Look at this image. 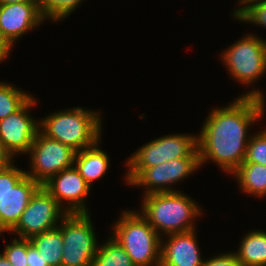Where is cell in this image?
<instances>
[{
    "label": "cell",
    "instance_id": "6da1fadb",
    "mask_svg": "<svg viewBox=\"0 0 266 266\" xmlns=\"http://www.w3.org/2000/svg\"><path fill=\"white\" fill-rule=\"evenodd\" d=\"M264 101L263 93L254 89L229 106L212 110L197 137L200 164L209 159L233 173L245 160L247 130L261 118Z\"/></svg>",
    "mask_w": 266,
    "mask_h": 266
},
{
    "label": "cell",
    "instance_id": "7a4b0ae2",
    "mask_svg": "<svg viewBox=\"0 0 266 266\" xmlns=\"http://www.w3.org/2000/svg\"><path fill=\"white\" fill-rule=\"evenodd\" d=\"M143 200L140 214L158 235L161 232L169 235L195 229L192 220L199 216L201 211L187 195L178 191L151 193L145 195Z\"/></svg>",
    "mask_w": 266,
    "mask_h": 266
},
{
    "label": "cell",
    "instance_id": "3957f363",
    "mask_svg": "<svg viewBox=\"0 0 266 266\" xmlns=\"http://www.w3.org/2000/svg\"><path fill=\"white\" fill-rule=\"evenodd\" d=\"M98 114L81 107L55 112L40 121L39 128L47 137L79 152L99 142L102 128Z\"/></svg>",
    "mask_w": 266,
    "mask_h": 266
},
{
    "label": "cell",
    "instance_id": "277c9868",
    "mask_svg": "<svg viewBox=\"0 0 266 266\" xmlns=\"http://www.w3.org/2000/svg\"><path fill=\"white\" fill-rule=\"evenodd\" d=\"M115 224L112 237L123 246L135 266H160L162 235L139 212L124 211Z\"/></svg>",
    "mask_w": 266,
    "mask_h": 266
},
{
    "label": "cell",
    "instance_id": "5b68a950",
    "mask_svg": "<svg viewBox=\"0 0 266 266\" xmlns=\"http://www.w3.org/2000/svg\"><path fill=\"white\" fill-rule=\"evenodd\" d=\"M60 223L57 228L64 244L61 266H92L98 245L89 213H68Z\"/></svg>",
    "mask_w": 266,
    "mask_h": 266
},
{
    "label": "cell",
    "instance_id": "8992f818",
    "mask_svg": "<svg viewBox=\"0 0 266 266\" xmlns=\"http://www.w3.org/2000/svg\"><path fill=\"white\" fill-rule=\"evenodd\" d=\"M197 136L175 134L162 136L137 150L127 161L126 182H129L141 169L157 166L177 158L190 156L196 149Z\"/></svg>",
    "mask_w": 266,
    "mask_h": 266
},
{
    "label": "cell",
    "instance_id": "52a82bcc",
    "mask_svg": "<svg viewBox=\"0 0 266 266\" xmlns=\"http://www.w3.org/2000/svg\"><path fill=\"white\" fill-rule=\"evenodd\" d=\"M242 38L221 55L230 75L240 83L248 85L266 71V41L255 35Z\"/></svg>",
    "mask_w": 266,
    "mask_h": 266
},
{
    "label": "cell",
    "instance_id": "ba28073f",
    "mask_svg": "<svg viewBox=\"0 0 266 266\" xmlns=\"http://www.w3.org/2000/svg\"><path fill=\"white\" fill-rule=\"evenodd\" d=\"M31 155V171L26 175L38 182L41 186L55 174L72 167L76 151L62 144L58 140L37 131L29 152Z\"/></svg>",
    "mask_w": 266,
    "mask_h": 266
},
{
    "label": "cell",
    "instance_id": "9c48e42d",
    "mask_svg": "<svg viewBox=\"0 0 266 266\" xmlns=\"http://www.w3.org/2000/svg\"><path fill=\"white\" fill-rule=\"evenodd\" d=\"M61 209L62 206L41 186L31 197L29 205L10 233L15 232L20 238L30 239L34 235L53 230L58 227L57 221L68 214Z\"/></svg>",
    "mask_w": 266,
    "mask_h": 266
},
{
    "label": "cell",
    "instance_id": "30bf717a",
    "mask_svg": "<svg viewBox=\"0 0 266 266\" xmlns=\"http://www.w3.org/2000/svg\"><path fill=\"white\" fill-rule=\"evenodd\" d=\"M198 148L188 157L177 158L163 162L157 166L141 169L129 182L133 186H146L147 192L151 193L176 192L168 188L175 182L181 181L191 175L200 167Z\"/></svg>",
    "mask_w": 266,
    "mask_h": 266
},
{
    "label": "cell",
    "instance_id": "8fae6325",
    "mask_svg": "<svg viewBox=\"0 0 266 266\" xmlns=\"http://www.w3.org/2000/svg\"><path fill=\"white\" fill-rule=\"evenodd\" d=\"M35 103L30 97L17 111L0 120V142L12 158L16 153L29 152L40 129L38 121L27 113Z\"/></svg>",
    "mask_w": 266,
    "mask_h": 266
},
{
    "label": "cell",
    "instance_id": "7c38bea8",
    "mask_svg": "<svg viewBox=\"0 0 266 266\" xmlns=\"http://www.w3.org/2000/svg\"><path fill=\"white\" fill-rule=\"evenodd\" d=\"M42 186L60 205H62V200L69 201L67 208L63 209L68 213H88L84 200L89 194L90 185L75 166L55 174Z\"/></svg>",
    "mask_w": 266,
    "mask_h": 266
},
{
    "label": "cell",
    "instance_id": "4fadbf2b",
    "mask_svg": "<svg viewBox=\"0 0 266 266\" xmlns=\"http://www.w3.org/2000/svg\"><path fill=\"white\" fill-rule=\"evenodd\" d=\"M43 20L38 3L0 5V36L12 46L17 38Z\"/></svg>",
    "mask_w": 266,
    "mask_h": 266
},
{
    "label": "cell",
    "instance_id": "5bb4252c",
    "mask_svg": "<svg viewBox=\"0 0 266 266\" xmlns=\"http://www.w3.org/2000/svg\"><path fill=\"white\" fill-rule=\"evenodd\" d=\"M194 234L195 230L169 234L167 244L161 243L160 266H202L204 261Z\"/></svg>",
    "mask_w": 266,
    "mask_h": 266
},
{
    "label": "cell",
    "instance_id": "9a60e30c",
    "mask_svg": "<svg viewBox=\"0 0 266 266\" xmlns=\"http://www.w3.org/2000/svg\"><path fill=\"white\" fill-rule=\"evenodd\" d=\"M40 187L38 182L25 175L11 188L0 204V233L10 232L16 226L31 197Z\"/></svg>",
    "mask_w": 266,
    "mask_h": 266
},
{
    "label": "cell",
    "instance_id": "2e32d148",
    "mask_svg": "<svg viewBox=\"0 0 266 266\" xmlns=\"http://www.w3.org/2000/svg\"><path fill=\"white\" fill-rule=\"evenodd\" d=\"M95 145L76 152L74 165L83 179L90 185L104 175L109 168V157ZM76 162V163H75Z\"/></svg>",
    "mask_w": 266,
    "mask_h": 266
},
{
    "label": "cell",
    "instance_id": "e0dca14e",
    "mask_svg": "<svg viewBox=\"0 0 266 266\" xmlns=\"http://www.w3.org/2000/svg\"><path fill=\"white\" fill-rule=\"evenodd\" d=\"M234 254L242 266H266V232H249Z\"/></svg>",
    "mask_w": 266,
    "mask_h": 266
},
{
    "label": "cell",
    "instance_id": "ac0fdd59",
    "mask_svg": "<svg viewBox=\"0 0 266 266\" xmlns=\"http://www.w3.org/2000/svg\"><path fill=\"white\" fill-rule=\"evenodd\" d=\"M29 240L49 266H61L64 244L58 228L34 235Z\"/></svg>",
    "mask_w": 266,
    "mask_h": 266
},
{
    "label": "cell",
    "instance_id": "d6986e66",
    "mask_svg": "<svg viewBox=\"0 0 266 266\" xmlns=\"http://www.w3.org/2000/svg\"><path fill=\"white\" fill-rule=\"evenodd\" d=\"M233 175L238 179L242 190L256 196L266 194V165L242 163Z\"/></svg>",
    "mask_w": 266,
    "mask_h": 266
},
{
    "label": "cell",
    "instance_id": "ffe728a7",
    "mask_svg": "<svg viewBox=\"0 0 266 266\" xmlns=\"http://www.w3.org/2000/svg\"><path fill=\"white\" fill-rule=\"evenodd\" d=\"M99 247L92 266H135L123 246L113 237Z\"/></svg>",
    "mask_w": 266,
    "mask_h": 266
},
{
    "label": "cell",
    "instance_id": "44dd1931",
    "mask_svg": "<svg viewBox=\"0 0 266 266\" xmlns=\"http://www.w3.org/2000/svg\"><path fill=\"white\" fill-rule=\"evenodd\" d=\"M30 97L11 84L0 82V120L17 111Z\"/></svg>",
    "mask_w": 266,
    "mask_h": 266
},
{
    "label": "cell",
    "instance_id": "7402d4cb",
    "mask_svg": "<svg viewBox=\"0 0 266 266\" xmlns=\"http://www.w3.org/2000/svg\"><path fill=\"white\" fill-rule=\"evenodd\" d=\"M239 3L246 6L239 7L233 13L237 20L266 27V0H240Z\"/></svg>",
    "mask_w": 266,
    "mask_h": 266
},
{
    "label": "cell",
    "instance_id": "603a6c76",
    "mask_svg": "<svg viewBox=\"0 0 266 266\" xmlns=\"http://www.w3.org/2000/svg\"><path fill=\"white\" fill-rule=\"evenodd\" d=\"M82 0H38L40 12L44 18L59 21L70 15Z\"/></svg>",
    "mask_w": 266,
    "mask_h": 266
},
{
    "label": "cell",
    "instance_id": "cb8c5ba5",
    "mask_svg": "<svg viewBox=\"0 0 266 266\" xmlns=\"http://www.w3.org/2000/svg\"><path fill=\"white\" fill-rule=\"evenodd\" d=\"M243 163L266 165V130L250 136Z\"/></svg>",
    "mask_w": 266,
    "mask_h": 266
},
{
    "label": "cell",
    "instance_id": "d4e9b609",
    "mask_svg": "<svg viewBox=\"0 0 266 266\" xmlns=\"http://www.w3.org/2000/svg\"><path fill=\"white\" fill-rule=\"evenodd\" d=\"M25 175L26 171L14 167L11 163L7 167L0 169V204L11 188L14 187Z\"/></svg>",
    "mask_w": 266,
    "mask_h": 266
},
{
    "label": "cell",
    "instance_id": "484cf974",
    "mask_svg": "<svg viewBox=\"0 0 266 266\" xmlns=\"http://www.w3.org/2000/svg\"><path fill=\"white\" fill-rule=\"evenodd\" d=\"M12 266H28L27 258V239H14L9 245H6L3 252Z\"/></svg>",
    "mask_w": 266,
    "mask_h": 266
},
{
    "label": "cell",
    "instance_id": "4316f807",
    "mask_svg": "<svg viewBox=\"0 0 266 266\" xmlns=\"http://www.w3.org/2000/svg\"><path fill=\"white\" fill-rule=\"evenodd\" d=\"M202 266H242V265L240 264L236 255L232 252L215 256L210 260H205Z\"/></svg>",
    "mask_w": 266,
    "mask_h": 266
},
{
    "label": "cell",
    "instance_id": "83f0119b",
    "mask_svg": "<svg viewBox=\"0 0 266 266\" xmlns=\"http://www.w3.org/2000/svg\"><path fill=\"white\" fill-rule=\"evenodd\" d=\"M28 266H49L47 262L41 257L37 248L27 239V258Z\"/></svg>",
    "mask_w": 266,
    "mask_h": 266
},
{
    "label": "cell",
    "instance_id": "f1b7e54d",
    "mask_svg": "<svg viewBox=\"0 0 266 266\" xmlns=\"http://www.w3.org/2000/svg\"><path fill=\"white\" fill-rule=\"evenodd\" d=\"M12 161L11 155L3 148L0 142V169L7 167Z\"/></svg>",
    "mask_w": 266,
    "mask_h": 266
},
{
    "label": "cell",
    "instance_id": "f546056e",
    "mask_svg": "<svg viewBox=\"0 0 266 266\" xmlns=\"http://www.w3.org/2000/svg\"><path fill=\"white\" fill-rule=\"evenodd\" d=\"M11 48L12 46L0 36V62L8 57Z\"/></svg>",
    "mask_w": 266,
    "mask_h": 266
},
{
    "label": "cell",
    "instance_id": "4dcf8cb0",
    "mask_svg": "<svg viewBox=\"0 0 266 266\" xmlns=\"http://www.w3.org/2000/svg\"><path fill=\"white\" fill-rule=\"evenodd\" d=\"M13 3H38V0H0V5H8Z\"/></svg>",
    "mask_w": 266,
    "mask_h": 266
},
{
    "label": "cell",
    "instance_id": "1f68e13d",
    "mask_svg": "<svg viewBox=\"0 0 266 266\" xmlns=\"http://www.w3.org/2000/svg\"><path fill=\"white\" fill-rule=\"evenodd\" d=\"M0 266H12L3 253H0Z\"/></svg>",
    "mask_w": 266,
    "mask_h": 266
}]
</instances>
